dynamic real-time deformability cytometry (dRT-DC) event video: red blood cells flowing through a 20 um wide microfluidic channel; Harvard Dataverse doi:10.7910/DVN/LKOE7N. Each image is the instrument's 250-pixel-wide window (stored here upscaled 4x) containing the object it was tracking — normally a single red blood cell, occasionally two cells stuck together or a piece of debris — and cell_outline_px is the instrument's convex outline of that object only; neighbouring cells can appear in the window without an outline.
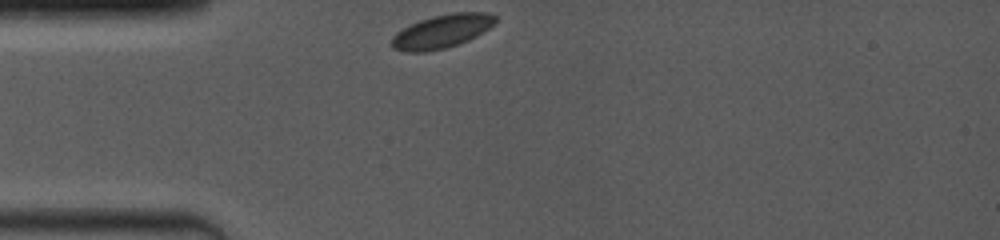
{"species": "common noctule bat (a hibernating species)", "species_latin": "Nyctalus noctula", "temperature_condition": "room temperature", "stored_images_in_passage": 38, "camera_frame_rate_fps": 4000, "um_per_image_px": 0.085, "animal": {"sex": "female", "body_mass_g": 19.0, "forearm_length_mm": 53.3}, "frame": {"image": 1, "passage_image": 1, "time_ms": 0.0, "image_size_px": [1000, 240], "cell_outline_px": [[496, 20], [488, 28], [476, 36], [468, 40], [444, 48], [424, 52], [408, 52], [392, 48], [392, 36], [396, 32], [420, 20], [432, 16], [452, 12], [488, 12], [496, 16]], "centroid_in_image_um": [37.55, 2.65], "position_along_channel_um": 47.5, "area_um2": 20.0}}
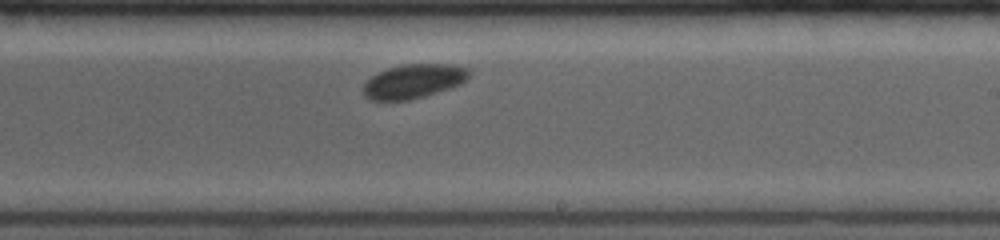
{"frame": {"image": 2, "passage_image": 22, "time_ms": 5.75, "image_size_px": [1000, 240], "cell_outline_px": [[472, 72], [460, 84], [424, 96], [408, 100], [372, 100], [364, 96], [364, 84], [376, 72], [388, 68], [404, 64], [452, 64], [468, 68]], "centroid_in_image_um": [35.15, 6.89], "position_along_channel_um": 253.9, "area_um2": 20.87}}
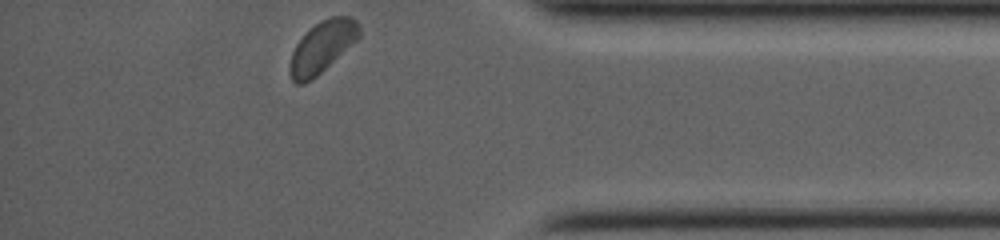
{"frame": {"image": 3, "passage_image": 38, "time_ms": 10.0, "image_size_px": [1000, 240], "cell_outline_px": [[360, 36], [356, 40], [312, 80], [304, 84], [296, 84], [292, 80], [288, 72], [288, 68], [292, 52], [296, 44], [320, 20], [328, 16], [352, 16], [360, 24]], "centroid_in_image_um": [27.37, 3.99], "position_along_channel_um": 407.8, "area_um2": 20.69}}